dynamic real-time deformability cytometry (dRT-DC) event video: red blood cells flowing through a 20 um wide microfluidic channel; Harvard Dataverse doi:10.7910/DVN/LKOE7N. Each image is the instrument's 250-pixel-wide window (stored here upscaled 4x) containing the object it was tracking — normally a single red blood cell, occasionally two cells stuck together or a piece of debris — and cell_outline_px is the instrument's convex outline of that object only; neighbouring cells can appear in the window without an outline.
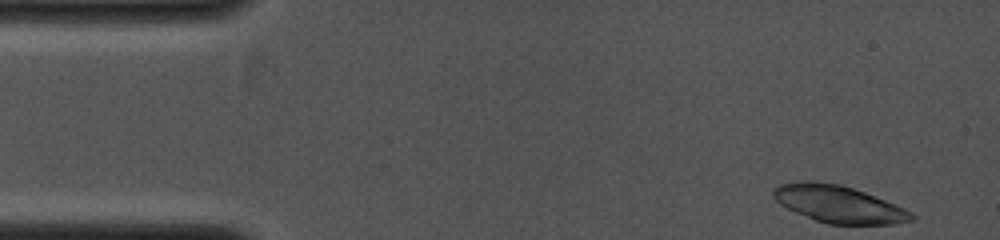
{"species": "common noctule bat (a hibernating species)", "species_latin": "Nyctalus noctula", "temperature_condition": "cold", "stored_images_in_passage": 5, "camera_frame_rate_fps": 4000, "um_per_image_px": 0.085, "animal": {"sex": "female", "body_mass_g": 19.0, "forearm_length_mm": 53.3}, "frame": {"image": 1, "passage_image": 1, "time_ms": 0.0, "image_size_px": [1000, 240], "cell_outline_px": [[916, 220], [892, 224], [828, 224], [816, 220], [796, 212], [780, 204], [772, 196], [772, 188], [780, 184], [804, 180], [812, 180], [840, 184], [864, 192], [904, 208], [912, 212], [916, 216]], "centroid_in_image_um": [71.27, 17.34], "position_along_channel_um": 13.7, "area_um2": 29.88}}